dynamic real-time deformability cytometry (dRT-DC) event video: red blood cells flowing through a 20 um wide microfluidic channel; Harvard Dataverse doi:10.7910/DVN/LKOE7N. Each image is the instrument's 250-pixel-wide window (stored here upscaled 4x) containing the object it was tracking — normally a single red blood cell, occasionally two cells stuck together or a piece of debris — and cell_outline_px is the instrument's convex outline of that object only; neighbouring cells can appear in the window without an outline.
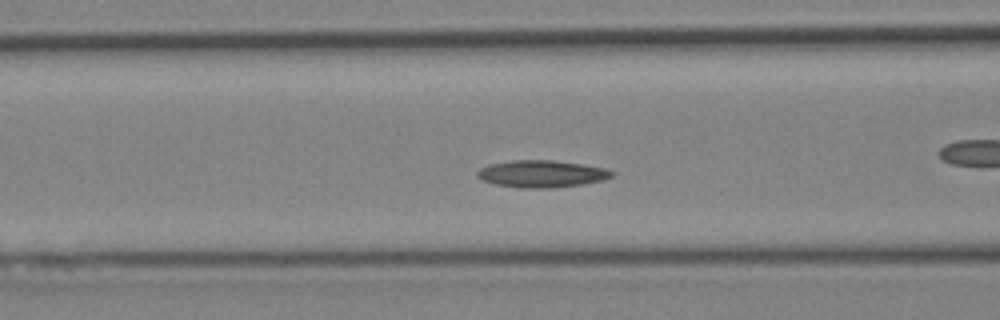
{"species": "Egyptian fruit bat (a non-hibernating species)", "species_latin": "Rousettus aegyptiacus", "temperature_condition": "cold", "stored_images_in_passage": 33, "camera_frame_rate_fps": 3000, "um_per_image_px": 0.085, "animal": {"sex": "female"}, "frame": {"image": 1, "passage_image": 6, "time_ms": 1.667, "image_size_px": [1000, 320], "cell_outline_px": [[616, 172], [612, 176], [604, 180], [580, 184], [548, 188], [520, 188], [496, 184], [484, 180], [476, 176], [476, 172], [480, 168], [492, 164], [512, 160], [552, 160], [580, 164], [604, 168]], "centroid_in_image_um": [46.04, 14.77], "position_along_channel_um": 120.6, "area_um2": 20.98}}